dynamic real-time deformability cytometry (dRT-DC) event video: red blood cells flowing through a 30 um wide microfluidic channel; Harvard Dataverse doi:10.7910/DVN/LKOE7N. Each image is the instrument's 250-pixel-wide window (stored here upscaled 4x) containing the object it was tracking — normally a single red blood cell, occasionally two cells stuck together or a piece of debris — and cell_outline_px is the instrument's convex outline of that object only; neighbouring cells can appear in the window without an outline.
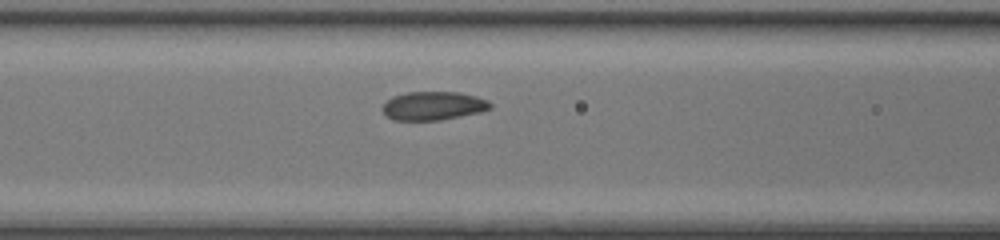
{"species": "common noctule bat (a hibernating species)", "species_latin": "Nyctalus noctula", "temperature_condition": "room temperature", "stored_images_in_passage": 8, "camera_frame_rate_fps": 3000, "um_per_image_px": 0.085, "animal": {"sex": "female", "body_mass_g": 17.0, "forearm_length_mm": 48.0}, "frame": {"image": 1, "passage_image": 7, "time_ms": 2.0, "image_size_px": [1000, 240], "cell_outline_px": [[492, 108], [480, 112], [440, 120], [392, 120], [384, 112], [384, 104], [392, 96], [408, 92], [460, 92], [476, 96], [488, 100], [492, 104]], "centroid_in_image_um": [36.87, 8.99], "position_along_channel_um": 129.7, "area_um2": 17.86}}